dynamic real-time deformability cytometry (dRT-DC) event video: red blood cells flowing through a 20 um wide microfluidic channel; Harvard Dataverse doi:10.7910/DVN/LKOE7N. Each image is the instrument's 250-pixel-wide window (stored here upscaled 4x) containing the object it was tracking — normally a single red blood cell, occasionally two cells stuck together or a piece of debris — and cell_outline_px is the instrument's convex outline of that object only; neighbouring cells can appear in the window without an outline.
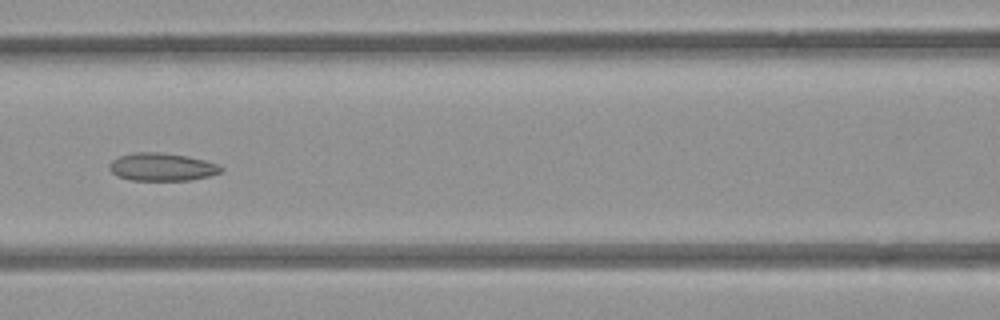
{"species": "common noctule bat (a hibernating species)", "species_latin": "Nyctalus noctula", "temperature_condition": "room temperature", "stored_images_in_passage": 52, "camera_frame_rate_fps": 3000, "um_per_image_px": 0.085, "animal": {"sex": "female", "body_mass_g": 21.9}, "frame": {"image": 1, "passage_image": 23, "time_ms": 7.333, "image_size_px": [1000, 320], "cell_outline_px": [[224, 172], [208, 176], [188, 180], [132, 180], [116, 176], [108, 168], [108, 164], [112, 160], [120, 156], [132, 152], [160, 152], [188, 156], [204, 160], [216, 164], [224, 168]], "centroid_in_image_um": [13.75, 14.18], "position_along_channel_um": 152.9, "area_um2": 18.21}}
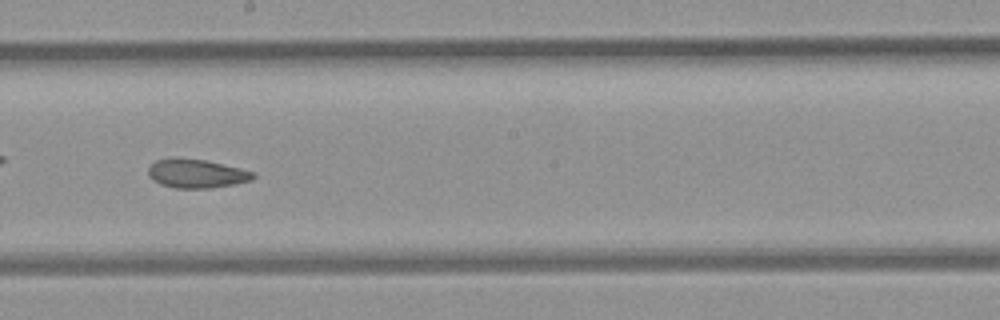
{"frame": {"image": 2, "passage_image": 29, "time_ms": 9.333, "image_size_px": [1000, 320], "cell_outline_px": [[256, 176], [252, 180], [232, 184], [208, 188], [176, 188], [160, 184], [152, 180], [148, 176], [148, 168], [156, 160], [172, 156], [176, 156], [204, 160], [240, 168], [256, 172]], "centroid_in_image_um": [16.66, 14.73], "position_along_channel_um": 231.5, "area_um2": 17.8}}
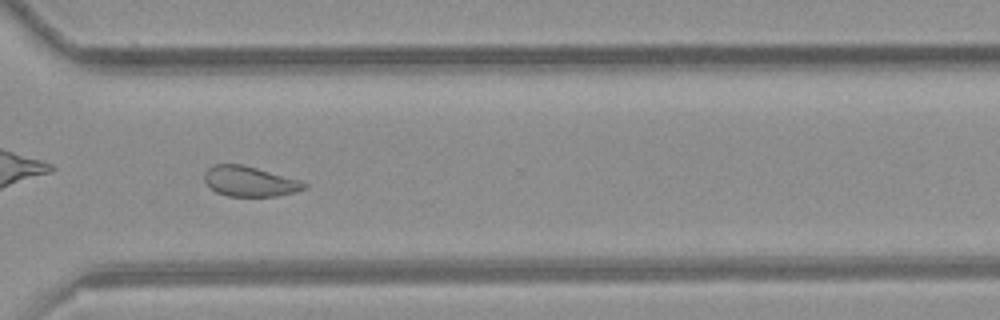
{"frame": {"image": 3, "passage_image": 38, "time_ms": 12.333, "image_size_px": [1000, 320], "cell_outline_px": [[308, 188], [296, 192], [276, 196], [228, 196], [216, 192], [204, 180], [204, 172], [212, 164], [240, 164], [256, 168], [300, 180], [308, 184]], "centroid_in_image_um": [21.24, 15.42], "position_along_channel_um": 349.4, "area_um2": 17.51}, "authors_computed_cell_mechanics": {"area_um2": 19.652, "velocity_mm_per_s": 3.9452, "shape_relaxation_time_tau1_ms": null, "shape_relaxation_time_tau2_ms": 3.5641, "deformation_change_tau1": null, "deformation_change_tau2": 0.1007}}